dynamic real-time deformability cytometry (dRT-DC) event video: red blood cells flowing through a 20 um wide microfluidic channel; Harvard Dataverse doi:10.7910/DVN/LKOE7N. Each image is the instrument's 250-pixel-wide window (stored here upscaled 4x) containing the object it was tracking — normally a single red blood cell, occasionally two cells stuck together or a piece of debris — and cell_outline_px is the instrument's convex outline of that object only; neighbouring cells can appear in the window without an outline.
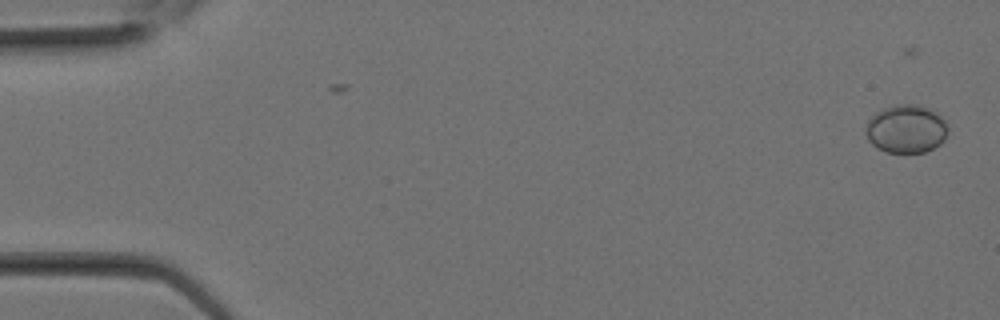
{"species": "Egyptian fruit bat (a non-hibernating species)", "species_latin": "Rousettus aegyptiacus", "temperature_condition": "room temperature", "stored_images_in_passage": 2, "camera_frame_rate_fps": 3000, "um_per_image_px": 0.085, "animal": {"sex": "female"}, "frame": {"image": 1, "passage_image": 1, "time_ms": 0.0, "image_size_px": [1000, 320], "cell_outline_px": [[948, 132], [944, 140], [940, 144], [924, 152], [884, 152], [876, 148], [868, 140], [864, 132], [868, 120], [876, 112], [884, 108], [896, 104], [920, 104], [936, 112], [944, 120], [948, 128]], "centroid_in_image_um": [77.01, 10.95], "position_along_channel_um": 8.0, "area_um2": 23.29}}